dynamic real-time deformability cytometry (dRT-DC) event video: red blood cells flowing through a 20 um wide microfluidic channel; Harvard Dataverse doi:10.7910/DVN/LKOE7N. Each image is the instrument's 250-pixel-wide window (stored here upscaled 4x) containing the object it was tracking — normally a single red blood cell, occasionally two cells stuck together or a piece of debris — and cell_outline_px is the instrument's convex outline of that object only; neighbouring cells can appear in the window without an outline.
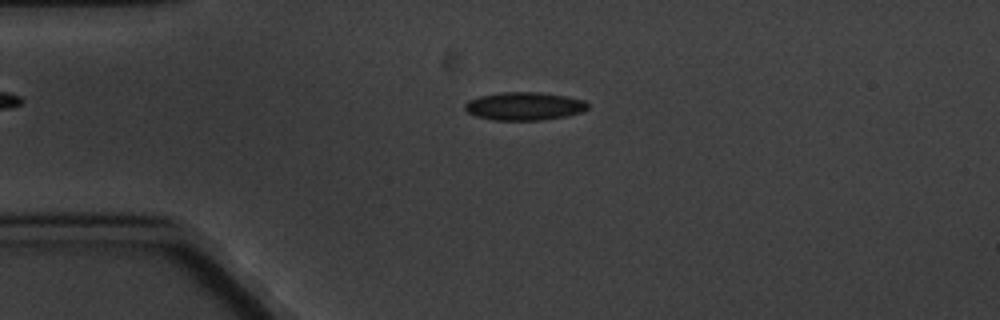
{"species": "common noctule bat (a hibernating species)", "species_latin": "Nyctalus noctula", "temperature_condition": "cold", "stored_images_in_passage": 5, "camera_frame_rate_fps": 3000, "um_per_image_px": 0.085, "animal": {"sex": "male", "body_mass_g": 20.1, "forearm_length_mm": 53.5}, "frame": {"image": 1, "passage_image": 3, "time_ms": 2.333, "image_size_px": [1000, 320], "cell_outline_px": [[588, 108], [584, 112], [568, 116], [544, 120], [492, 120], [476, 116], [468, 112], [464, 108], [464, 104], [468, 100], [480, 96], [500, 92], [540, 92], [564, 96], [584, 100], [588, 104]], "centroid_in_image_um": [44.58, 9.03], "position_along_channel_um": 40.4, "area_um2": 20.29}}